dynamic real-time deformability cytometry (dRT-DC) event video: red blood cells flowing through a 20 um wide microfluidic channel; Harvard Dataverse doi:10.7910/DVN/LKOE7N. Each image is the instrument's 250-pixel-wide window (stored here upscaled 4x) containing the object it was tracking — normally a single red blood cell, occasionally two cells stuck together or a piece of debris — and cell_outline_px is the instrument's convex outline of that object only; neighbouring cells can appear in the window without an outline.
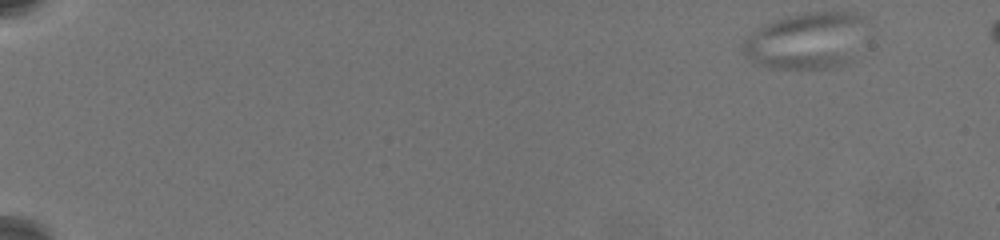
{"species": "common noctule bat (a hibernating species)", "species_latin": "Nyctalus noctula", "temperature_condition": "warm", "stored_images_in_passage": 37, "camera_frame_rate_fps": 3000, "um_per_image_px": 0.085, "animal": {"sex": "female", "body_mass_g": 19.5, "forearm_length_mm": 54.1}, "frame": {"image": 1, "passage_image": 1, "time_ms": 0.0, "image_size_px": [1000, 240], "cell_outline_px": [[856, 20], [840, 64], [828, 68], [780, 68], [764, 64], [748, 56], [744, 52], [744, 44], [756, 32], [768, 24], [788, 16], [804, 12], [852, 12], [856, 16]], "centroid_in_image_um": [68.26, 3.45], "position_along_channel_um": 16.7, "area_um2": 35.49}}
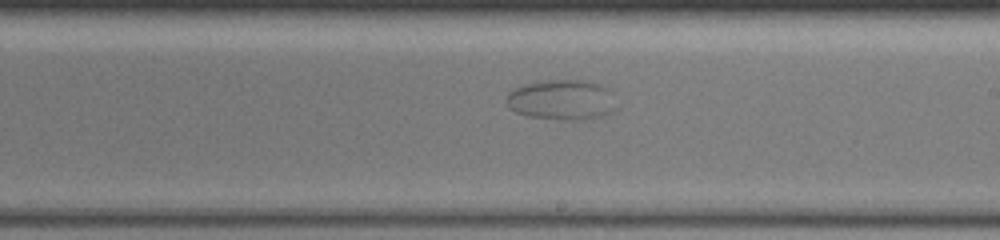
{"frame": {"image": 2, "passage_image": 21, "time_ms": 12.333, "image_size_px": [1000, 240], "cell_outline_px": [[616, 108], [600, 116], [528, 116], [516, 112], [508, 108], [504, 100], [508, 92], [524, 84], [548, 80], [588, 80], [600, 84], [608, 88]], "centroid_in_image_um": [47.67, 8.4], "position_along_channel_um": 241.3, "area_um2": 24.51}}
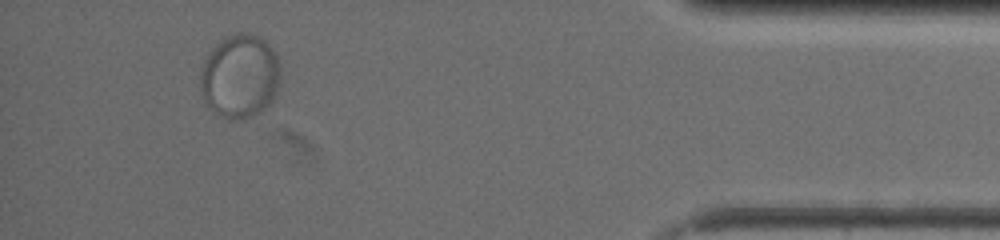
{"frame": {"image": 3, "passage_image": 36, "time_ms": 19.0, "image_size_px": [1000, 240], "cell_outline_px": [[280, 68], [276, 92], [272, 100], [260, 112], [252, 116], [236, 120], [228, 120], [220, 116], [208, 104], [200, 88], [200, 76], [204, 60], [212, 48], [224, 36], [236, 32], [248, 32], [264, 40], [272, 48], [276, 56]], "centroid_in_image_um": [20.38, 6.46], "position_along_channel_um": 414.8, "area_um2": 38.9}}